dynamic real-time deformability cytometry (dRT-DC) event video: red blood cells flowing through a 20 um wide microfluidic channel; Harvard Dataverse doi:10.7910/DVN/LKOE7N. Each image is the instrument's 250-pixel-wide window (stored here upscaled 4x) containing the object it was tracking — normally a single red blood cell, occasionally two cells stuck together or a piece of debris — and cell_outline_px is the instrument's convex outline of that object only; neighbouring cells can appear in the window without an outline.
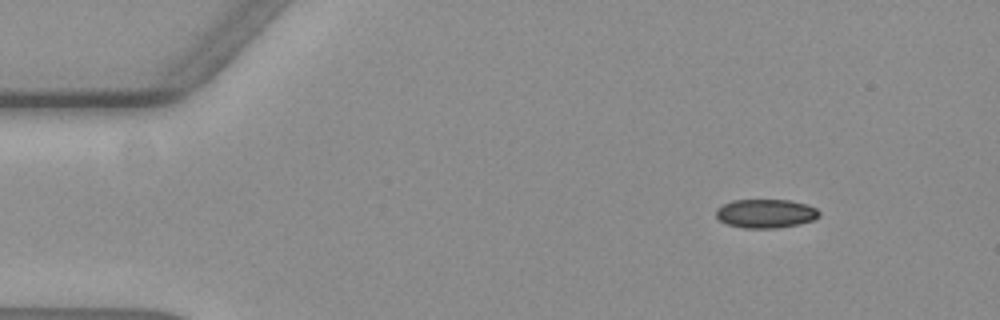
{"species": "common noctule bat (a hibernating species)", "species_latin": "Nyctalus noctula", "temperature_condition": "warm", "stored_images_in_passage": 13, "camera_frame_rate_fps": 3000, "um_per_image_px": 0.085, "animal": {"sex": "female", "body_mass_g": 19.3, "forearm_length_mm": 54.1}, "frame": {"image": 1, "passage_image": 2, "time_ms": 0.333, "image_size_px": [1000, 320], "cell_outline_px": [[820, 216], [812, 220], [796, 224], [776, 228], [744, 228], [728, 224], [720, 220], [716, 216], [716, 208], [732, 200], [792, 200], [808, 204], [816, 208], [820, 212]], "centroid_in_image_um": [65.09, 18.14], "position_along_channel_um": 19.9, "area_um2": 17.28}}
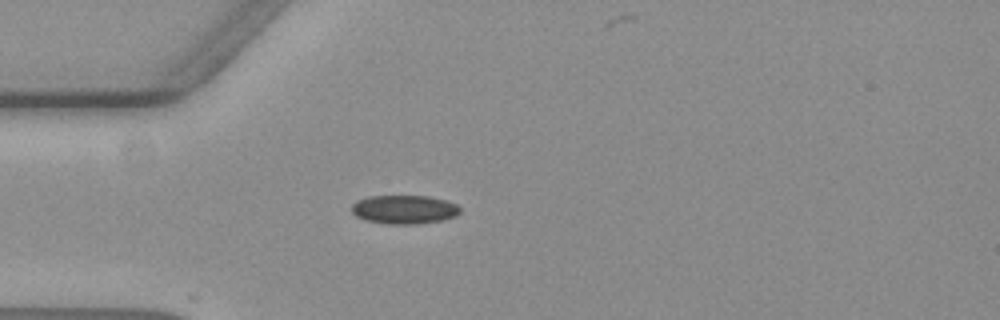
{"frame": {"image": 2, "passage_image": 11, "time_ms": 3.333, "image_size_px": [1000, 320], "cell_outline_px": [[460, 212], [456, 216], [440, 220], [416, 224], [388, 224], [368, 220], [356, 216], [352, 212], [352, 204], [356, 200], [368, 196], [428, 196], [444, 200], [456, 204], [460, 208]], "centroid_in_image_um": [34.34, 17.8], "position_along_channel_um": 50.7, "area_um2": 18.03}}